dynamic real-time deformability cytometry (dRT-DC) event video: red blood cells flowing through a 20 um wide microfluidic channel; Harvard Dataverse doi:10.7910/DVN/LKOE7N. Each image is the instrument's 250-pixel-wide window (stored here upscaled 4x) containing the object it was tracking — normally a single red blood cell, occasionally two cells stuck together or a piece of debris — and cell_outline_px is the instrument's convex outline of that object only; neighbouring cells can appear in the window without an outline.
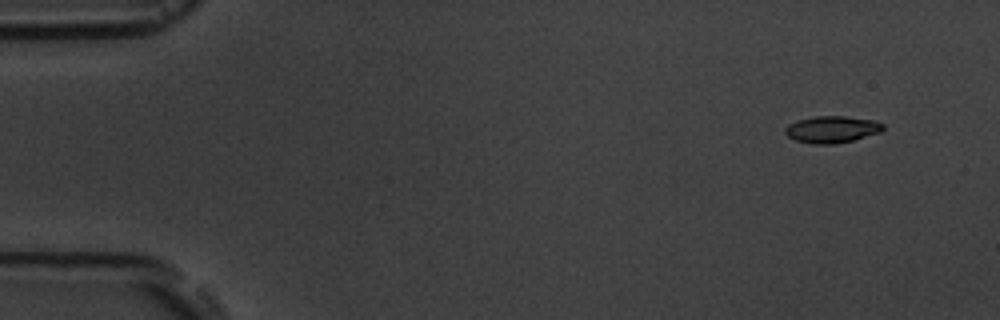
{"species": "common noctule bat (a hibernating species)", "species_latin": "Nyctalus noctula", "temperature_condition": "room temperature", "stored_images_in_passage": 10, "camera_frame_rate_fps": 3000, "um_per_image_px": 0.085, "animal": {"sex": "male", "body_mass_g": 19.5, "forearm_length_mm": 54.6}, "frame": {"image": 1, "passage_image": 1, "time_ms": 0.0, "image_size_px": [1000, 320], "cell_outline_px": [[884, 128], [880, 132], [852, 140], [836, 144], [812, 144], [796, 140], [788, 136], [784, 132], [784, 128], [788, 124], [796, 120], [812, 116], [844, 116], [876, 120], [884, 124]], "centroid_in_image_um": [70.69, 10.99], "position_along_channel_um": 14.3, "area_um2": 15.43}}
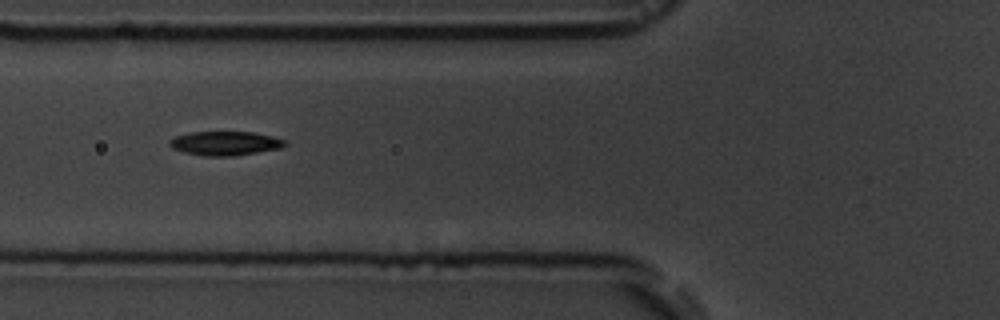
{"frame": {"image": 2, "passage_image": 6, "time_ms": 5.667, "image_size_px": [1000, 320], "cell_outline_px": [[288, 144], [280, 148], [232, 156], [204, 156], [184, 152], [172, 148], [168, 144], [168, 140], [176, 136], [188, 132], [252, 132], [272, 136], [284, 140]], "centroid_in_image_um": [19.09, 12.18], "position_along_channel_um": 106.7, "area_um2": 16.13}}
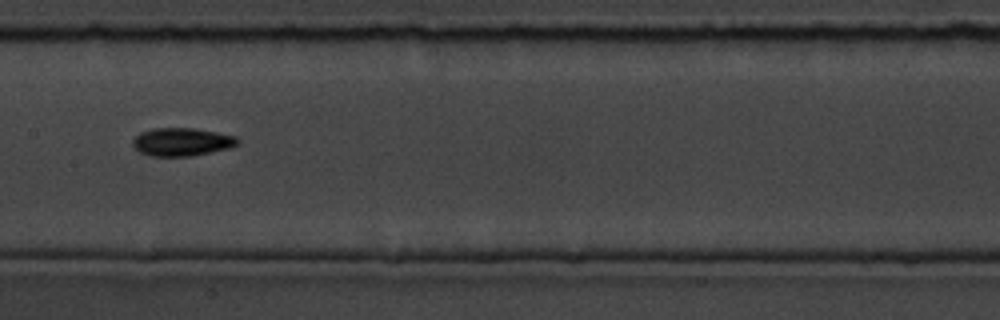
{"frame": {"image": 3, "passage_image": 8, "time_ms": 8.0, "image_size_px": [1000, 320], "cell_outline_px": [[240, 144], [228, 148], [192, 156], [148, 156], [140, 152], [132, 144], [132, 140], [140, 132], [152, 128], [192, 128], [216, 132], [236, 136], [240, 140]], "centroid_in_image_um": [15.45, 12.06], "position_along_channel_um": 191.9, "area_um2": 17.22}}